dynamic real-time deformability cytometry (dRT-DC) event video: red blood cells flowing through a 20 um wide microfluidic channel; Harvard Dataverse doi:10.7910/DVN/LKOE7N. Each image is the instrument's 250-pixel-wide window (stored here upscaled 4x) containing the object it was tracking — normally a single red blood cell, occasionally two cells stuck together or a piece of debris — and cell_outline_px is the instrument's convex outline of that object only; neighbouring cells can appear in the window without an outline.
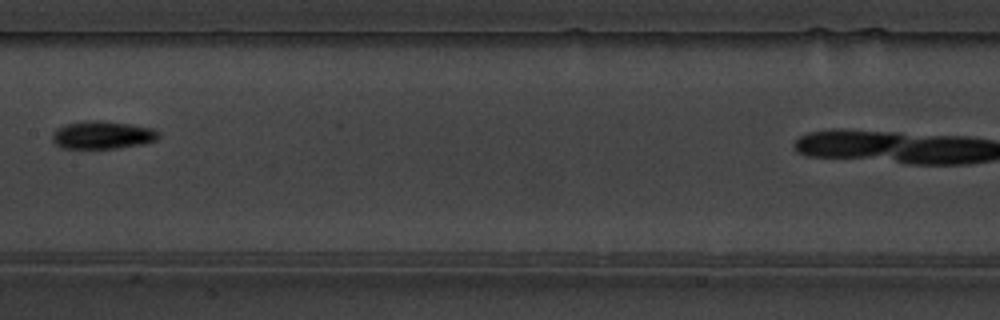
{"species": "common noctule bat (a hibernating species)", "species_latin": "Nyctalus noctula", "temperature_condition": "warm", "stored_images_in_passage": 8, "camera_frame_rate_fps": 3000, "um_per_image_px": 0.085, "animal": {"sex": "male", "body_mass_g": 19.5, "forearm_length_mm": 54.6}, "frame": {"image": 1, "passage_image": 6, "time_ms": 5.667, "image_size_px": [1000, 320], "cell_outline_px": [[160, 136], [156, 140], [140, 144], [116, 148], [64, 148], [56, 144], [52, 140], [52, 132], [56, 128], [64, 124], [84, 120], [100, 120], [132, 124], [152, 128], [160, 132]], "centroid_in_image_um": [8.69, 11.45], "position_along_channel_um": 198.7, "area_um2": 17.4}}
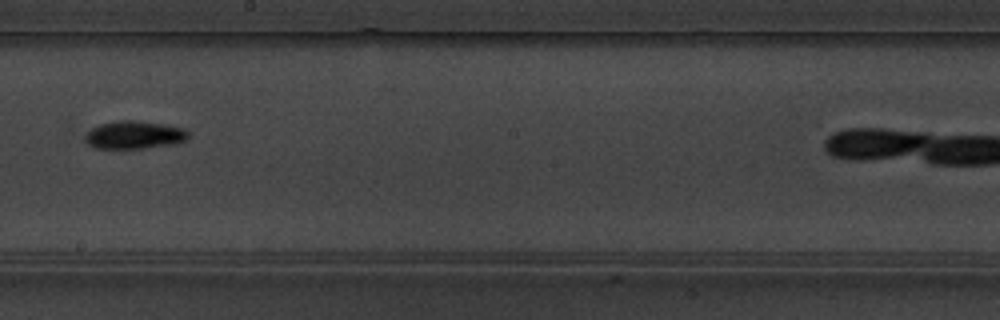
{"frame": {"image": 2, "passage_image": 7, "time_ms": 6.667, "image_size_px": [1000, 320], "cell_outline_px": [[188, 140], [176, 144], [144, 148], [96, 148], [88, 144], [84, 140], [84, 136], [92, 128], [100, 124], [116, 120], [132, 120], [164, 124], [184, 128], [188, 132]], "centroid_in_image_um": [11.43, 11.47], "position_along_channel_um": 236.8, "area_um2": 16.88}}